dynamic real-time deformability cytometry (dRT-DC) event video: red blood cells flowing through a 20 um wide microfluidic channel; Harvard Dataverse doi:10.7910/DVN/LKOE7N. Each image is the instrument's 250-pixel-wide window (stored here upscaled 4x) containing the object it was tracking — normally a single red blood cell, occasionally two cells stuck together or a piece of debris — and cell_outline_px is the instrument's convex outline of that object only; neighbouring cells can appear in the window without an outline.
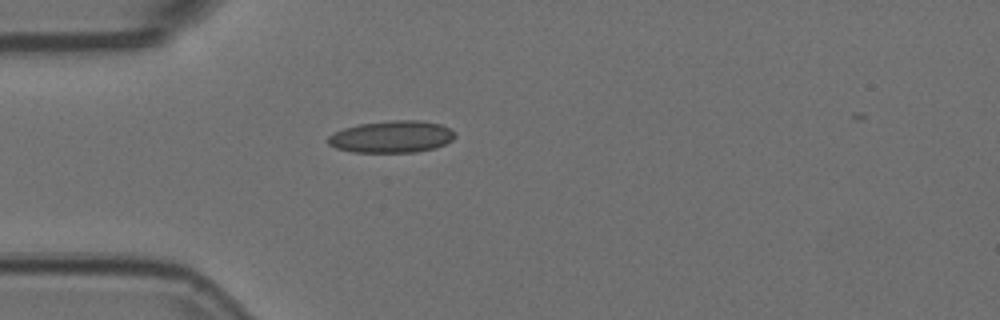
{"species": "Egyptian fruit bat (a non-hibernating species)", "species_latin": "Rousettus aegyptiacus", "temperature_condition": "room temperature", "stored_images_in_passage": 1, "camera_frame_rate_fps": 3000, "um_per_image_px": 0.085, "animal": {"sex": "female"}, "frame": {"image": 1, "passage_image": 1, "time_ms": 0.0, "image_size_px": [1000, 320], "cell_outline_px": [[456, 136], [452, 140], [436, 148], [416, 152], [352, 152], [336, 148], [328, 144], [328, 136], [344, 128], [360, 124], [392, 120], [420, 120], [440, 124], [448, 128]], "centroid_in_image_um": [33.29, 11.63], "position_along_channel_um": 51.7, "area_um2": 23.52}}